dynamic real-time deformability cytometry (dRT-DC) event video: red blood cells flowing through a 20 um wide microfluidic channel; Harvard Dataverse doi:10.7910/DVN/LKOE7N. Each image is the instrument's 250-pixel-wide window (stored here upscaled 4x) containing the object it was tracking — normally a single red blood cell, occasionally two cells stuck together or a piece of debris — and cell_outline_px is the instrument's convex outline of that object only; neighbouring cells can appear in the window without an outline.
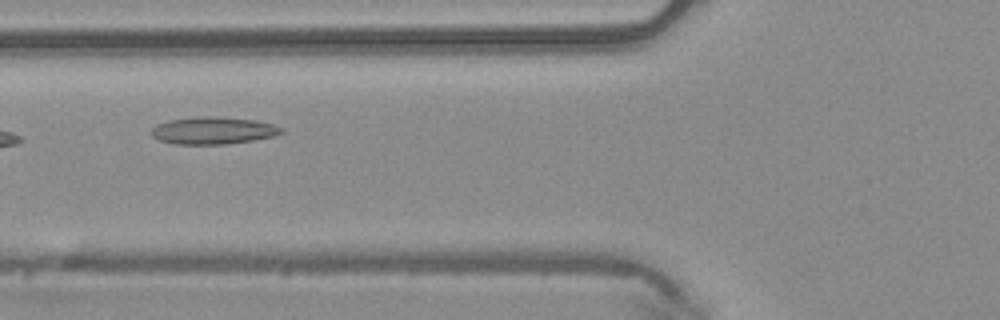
{"species": "common noctule bat (a hibernating species)", "species_latin": "Nyctalus noctula", "temperature_condition": "warm", "stored_images_in_passage": 2, "camera_frame_rate_fps": 3000, "um_per_image_px": 0.085, "animal": {"sex": "male", "body_mass_g": 20.4}, "frame": {"image": 1, "passage_image": 2, "time_ms": 0.333, "image_size_px": [1000, 320], "cell_outline_px": [[284, 132], [276, 136], [228, 144], [176, 144], [160, 140], [152, 136], [148, 132], [156, 124], [172, 120], [208, 116], [216, 116], [256, 120], [272, 124], [284, 128]], "centroid_in_image_um": [18.15, 11.1], "position_along_channel_um": 107.7, "area_um2": 20.63}}